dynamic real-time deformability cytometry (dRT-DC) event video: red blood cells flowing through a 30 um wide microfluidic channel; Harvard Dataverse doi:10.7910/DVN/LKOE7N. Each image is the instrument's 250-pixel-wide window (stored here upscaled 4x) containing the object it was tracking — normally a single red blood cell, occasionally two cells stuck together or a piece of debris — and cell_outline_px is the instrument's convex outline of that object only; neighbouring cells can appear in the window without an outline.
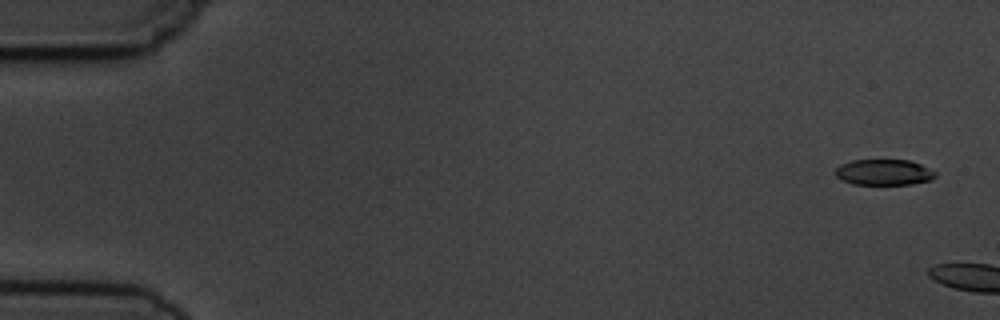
{"species": "common noctule bat (a hibernating species)", "species_latin": "Nyctalus noctula", "temperature_condition": "cold", "stored_images_in_passage": 2, "camera_frame_rate_fps": 3000, "um_per_image_px": 0.085, "animal": {"sex": "male", "body_mass_g": 19.5, "forearm_length_mm": 54.6}, "frame": {"image": 1, "passage_image": 1, "time_ms": 0.0, "image_size_px": [1000, 320], "cell_outline_px": [[936, 176], [932, 180], [912, 184], [852, 184], [836, 176], [836, 168], [840, 164], [852, 160], [908, 160], [920, 164], [936, 172]], "centroid_in_image_um": [75.15, 14.64], "position_along_channel_um": 9.9, "area_um2": 14.97}}